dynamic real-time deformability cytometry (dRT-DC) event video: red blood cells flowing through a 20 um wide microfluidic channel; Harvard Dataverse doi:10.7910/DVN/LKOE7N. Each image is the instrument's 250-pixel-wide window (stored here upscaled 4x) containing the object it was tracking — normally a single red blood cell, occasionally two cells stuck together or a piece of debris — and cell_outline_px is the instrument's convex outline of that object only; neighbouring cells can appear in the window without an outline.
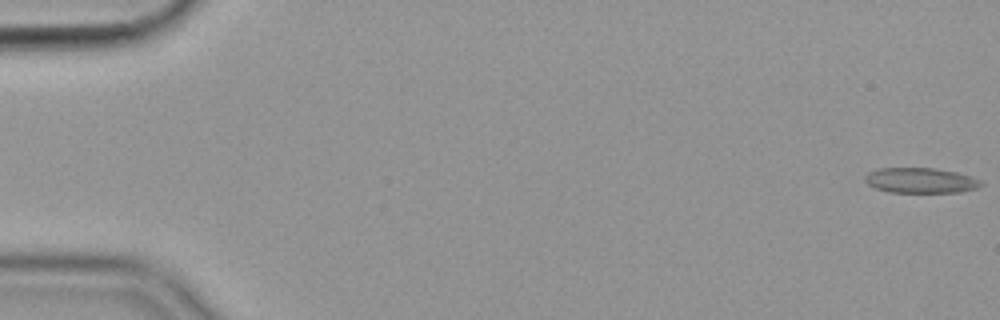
{"species": "common noctule bat (a hibernating species)", "species_latin": "Nyctalus noctula", "temperature_condition": "cold", "stored_images_in_passage": 57, "camera_frame_rate_fps": 3000, "um_per_image_px": 0.085, "animal": {"sex": "female", "body_mass_g": 19.9}, "frame": {"image": 1, "passage_image": 1, "time_ms": 0.0, "image_size_px": [1000, 320], "cell_outline_px": [[984, 184], [976, 188], [960, 192], [888, 192], [876, 188], [868, 184], [864, 180], [864, 176], [868, 172], [880, 168], [932, 168], [956, 172], [980, 180]], "centroid_in_image_um": [78.22, 15.34], "position_along_channel_um": 6.8, "area_um2": 16.94}}
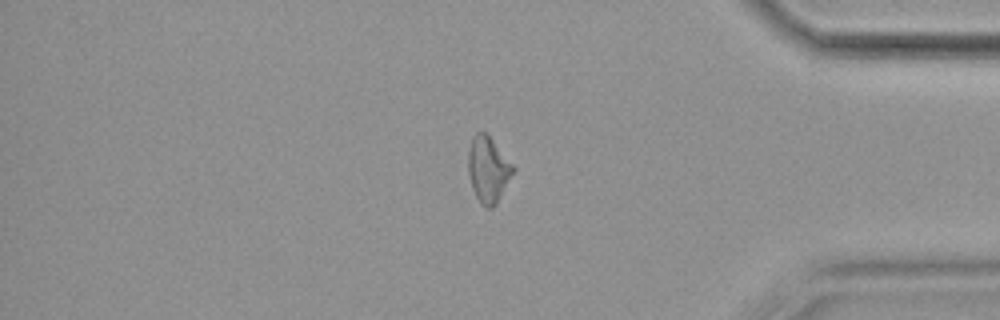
{"frame": {"image": 2, "passage_image": 48, "time_ms": 15.667, "image_size_px": [1000, 320], "cell_outline_px": [[516, 168], [496, 204], [492, 208], [484, 208], [480, 204], [472, 188], [468, 172], [468, 152], [472, 136], [476, 132], [484, 132], [492, 140]], "centroid_in_image_um": [41.48, 14.43], "position_along_channel_um": 393.7, "area_um2": 17.11}}
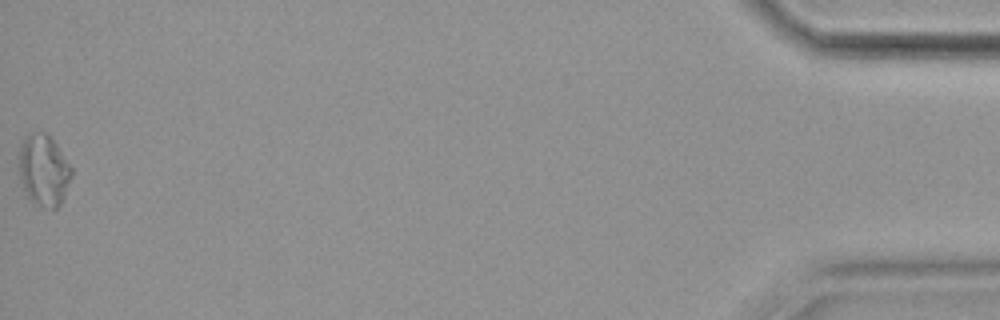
{"frame": {"image": 3, "passage_image": 57, "time_ms": 18.667, "image_size_px": [1000, 320], "cell_outline_px": [[72, 176], [64, 196], [60, 204], [56, 208], [52, 208], [32, 204], [24, 192], [20, 176], [20, 144], [28, 132], [44, 132], [56, 144], [72, 168]], "centroid_in_image_um": [3.71, 14.48], "position_along_channel_um": 431.5, "area_um2": 21.79}, "authors_computed_cell_mechanics": {"area_um2": 17.2822, "velocity_mm_per_s": 3.5797, "shape_relaxation_time_tau1_ms": null, "shape_relaxation_time_tau2_ms": 4.9709, "deformation_change_tau1": null, "deformation_change_tau2": 0.1215}}